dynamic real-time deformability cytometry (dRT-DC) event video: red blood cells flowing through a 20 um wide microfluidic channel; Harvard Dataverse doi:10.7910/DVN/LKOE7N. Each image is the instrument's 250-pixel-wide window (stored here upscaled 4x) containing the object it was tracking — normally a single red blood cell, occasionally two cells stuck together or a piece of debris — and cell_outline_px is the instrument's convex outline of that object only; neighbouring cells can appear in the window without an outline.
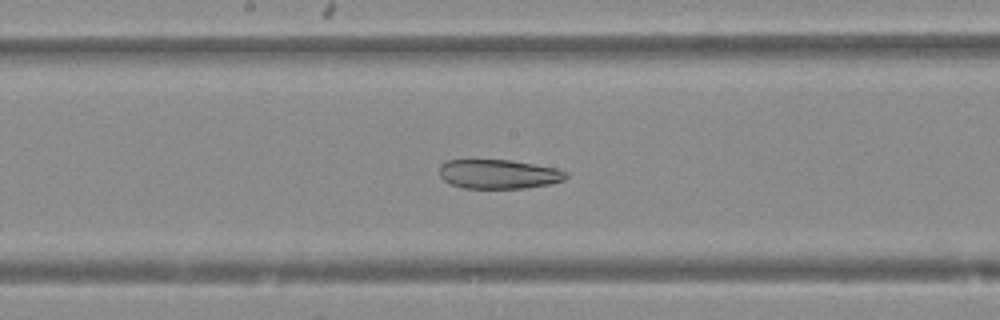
{"species": "Egyptian fruit bat (a non-hibernating species)", "species_latin": "Rousettus aegyptiacus", "temperature_condition": "warm", "stored_images_in_passage": 42, "camera_frame_rate_fps": 3000, "um_per_image_px": 0.085, "animal": {"sex": "female"}, "frame": {"image": 1, "passage_image": 18, "time_ms": 5.667, "image_size_px": [1000, 320], "cell_outline_px": [[568, 176], [564, 180], [548, 184], [524, 188], [464, 188], [452, 184], [444, 180], [440, 176], [440, 164], [448, 160], [512, 160], [556, 168], [568, 172]], "centroid_in_image_um": [42.4, 14.79], "position_along_channel_um": 205.8, "area_um2": 21.5}}
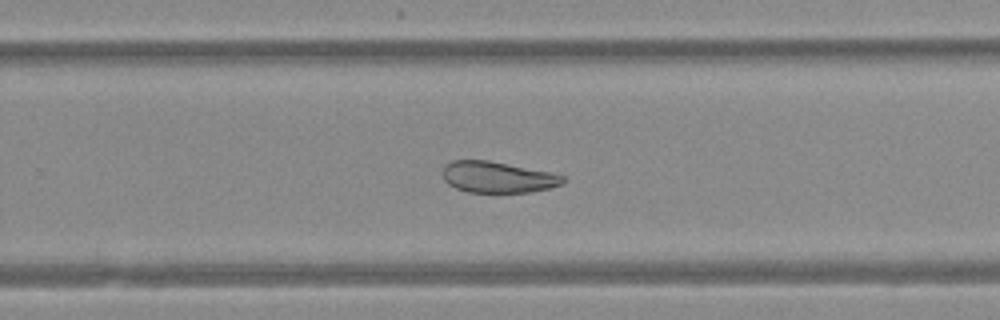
{"frame": {"image": 2, "passage_image": 24, "time_ms": 7.667, "image_size_px": [1000, 320], "cell_outline_px": [[568, 180], [552, 188], [528, 192], [468, 192], [456, 188], [448, 184], [444, 180], [444, 168], [452, 160], [488, 160], [568, 176]], "centroid_in_image_um": [42.35, 15.06], "position_along_channel_um": 287.5, "area_um2": 21.73}}
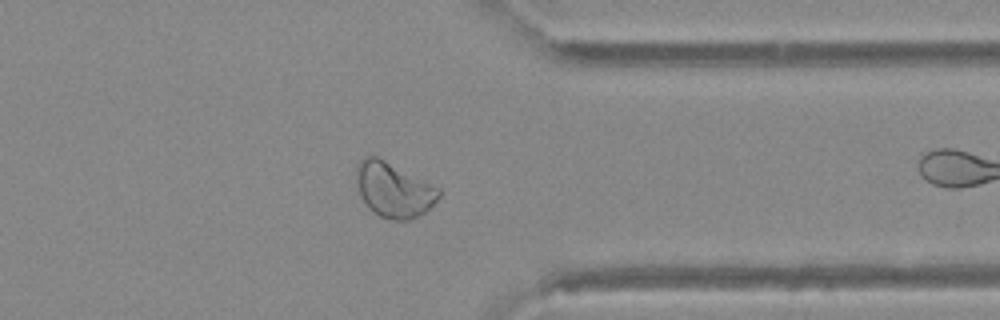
{"frame": {"image": 3, "passage_image": 31, "time_ms": 10.0, "image_size_px": [1000, 320], "cell_outline_px": [[440, 196], [424, 212], [408, 220], [392, 220], [380, 216], [372, 212], [368, 208], [360, 196], [356, 188], [356, 164], [364, 156], [376, 156], [440, 188]], "centroid_in_image_um": [33.4, 16.13], "position_along_channel_um": 378.0, "area_um2": 26.24}}